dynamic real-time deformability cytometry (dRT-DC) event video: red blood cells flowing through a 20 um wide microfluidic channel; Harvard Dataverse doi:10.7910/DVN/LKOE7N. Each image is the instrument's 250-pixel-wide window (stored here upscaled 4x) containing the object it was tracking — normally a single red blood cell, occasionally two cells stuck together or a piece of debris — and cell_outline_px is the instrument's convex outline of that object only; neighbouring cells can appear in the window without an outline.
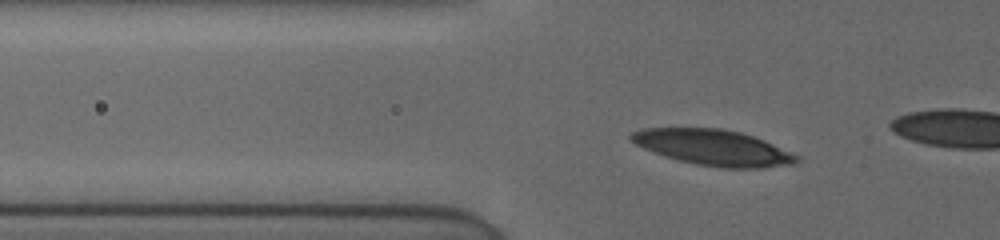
{"species": "human", "species_latin": "Homo sapiens", "temperature_condition": "cold", "stored_images_in_passage": 10, "camera_frame_rate_fps": 3000, "um_per_image_px": 0.085, "donor": {"sex": "female"}, "frame": {"image": 1, "passage_image": 7, "time_ms": 3.0, "image_size_px": [1000, 240], "cell_outline_px": [[800, 160], [792, 164], [764, 168], [720, 168], [696, 164], [664, 156], [644, 148], [636, 144], [628, 136], [632, 132], [644, 128], [724, 128], [740, 132], [764, 140], [800, 156]], "centroid_in_image_um": [60.65, 12.54], "position_along_channel_um": 65.1, "area_um2": 34.39}}